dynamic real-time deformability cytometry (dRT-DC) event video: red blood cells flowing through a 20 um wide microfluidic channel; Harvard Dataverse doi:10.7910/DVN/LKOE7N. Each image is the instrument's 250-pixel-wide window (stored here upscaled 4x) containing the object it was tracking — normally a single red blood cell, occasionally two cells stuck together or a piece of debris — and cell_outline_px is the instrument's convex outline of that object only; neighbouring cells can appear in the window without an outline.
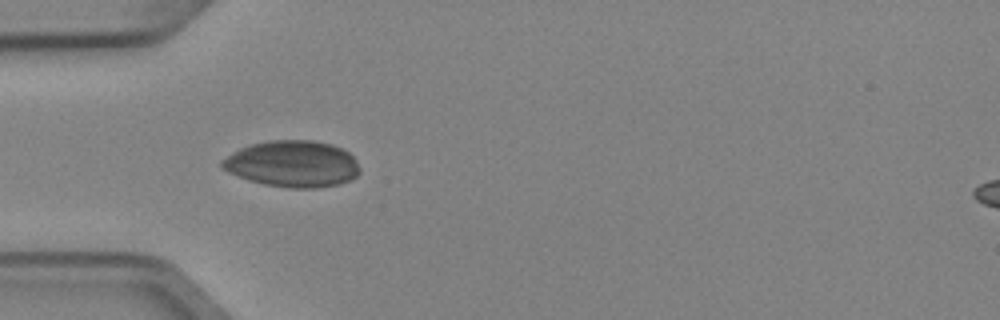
{"species": "Egyptian fruit bat (a non-hibernating species)", "species_latin": "Rousettus aegyptiacus", "temperature_condition": "cold", "stored_images_in_passage": 6, "camera_frame_rate_fps": 3000, "um_per_image_px": 0.085, "animal": {"sex": "female"}, "frame": {"image": 1, "passage_image": 4, "time_ms": 1.0, "image_size_px": [1000, 320], "cell_outline_px": [[360, 172], [356, 176], [340, 184], [316, 188], [292, 188], [264, 184], [228, 172], [220, 164], [220, 160], [232, 152], [240, 148], [252, 144], [268, 140], [312, 140], [332, 144], [348, 152], [356, 160], [360, 168]], "centroid_in_image_um": [24.88, 13.92], "position_along_channel_um": 60.1, "area_um2": 37.17}}
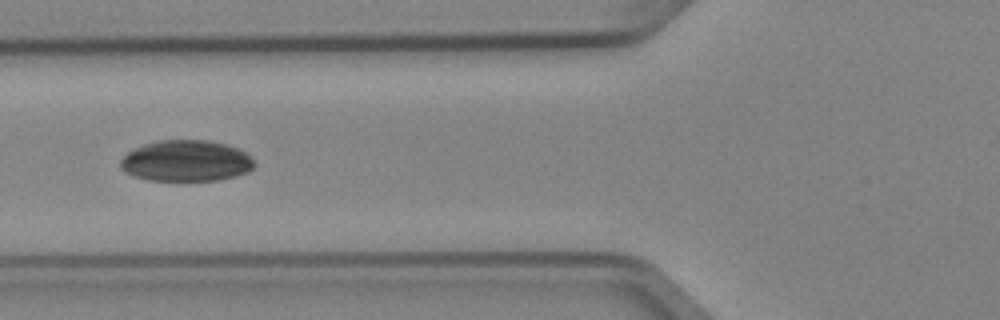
{"frame": {"image": 2, "passage_image": 5, "time_ms": 1.333, "image_size_px": [1000, 320], "cell_outline_px": [[256, 164], [248, 172], [236, 176], [216, 180], [148, 180], [136, 176], [120, 168], [120, 160], [128, 152], [144, 144], [156, 140], [208, 140], [228, 144], [240, 148], [248, 152], [252, 156]], "centroid_in_image_um": [15.89, 13.66], "position_along_channel_um": 109.9, "area_um2": 32.31}}
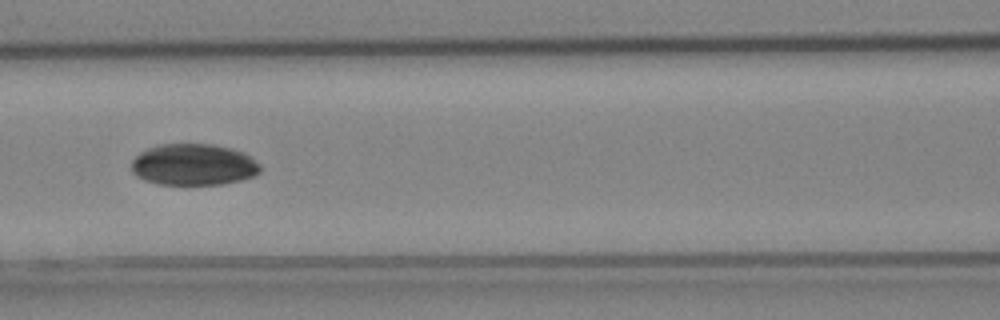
{"frame": {"image": 3, "passage_image": 6, "time_ms": 1.667, "image_size_px": [1000, 320], "cell_outline_px": [[260, 172], [252, 176], [240, 180], [224, 184], [160, 184], [144, 180], [136, 176], [132, 172], [132, 160], [140, 152], [148, 148], [160, 144], [212, 144], [232, 148], [244, 152], [260, 164]], "centroid_in_image_um": [16.45, 13.99], "position_along_channel_um": 150.2, "area_um2": 31.15}}